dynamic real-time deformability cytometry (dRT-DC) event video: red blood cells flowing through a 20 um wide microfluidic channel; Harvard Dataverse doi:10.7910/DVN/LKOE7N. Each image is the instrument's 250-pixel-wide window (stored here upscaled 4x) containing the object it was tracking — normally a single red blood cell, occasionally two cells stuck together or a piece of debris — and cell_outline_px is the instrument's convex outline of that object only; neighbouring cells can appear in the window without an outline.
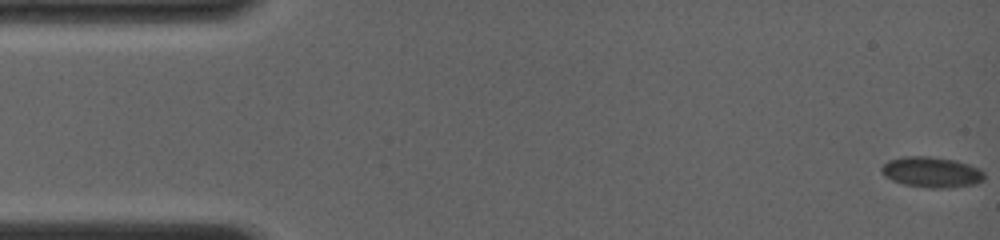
{"species": "common noctule bat (a hibernating species)", "species_latin": "Nyctalus noctula", "temperature_condition": "room temperature", "stored_images_in_passage": 61, "camera_frame_rate_fps": 4000, "um_per_image_px": 0.085, "animal": {"sex": "female", "body_mass_g": 19.0, "forearm_length_mm": 56.7}, "frame": {"image": 1, "passage_image": 1, "time_ms": 0.0, "image_size_px": [1000, 240], "cell_outline_px": [[984, 180], [976, 184], [948, 188], [928, 188], [904, 184], [892, 180], [884, 176], [880, 172], [880, 168], [888, 160], [904, 156], [928, 156], [956, 160], [980, 168], [984, 172]], "centroid_in_image_um": [79.19, 14.63], "position_along_channel_um": 5.8, "area_um2": 18.55}}
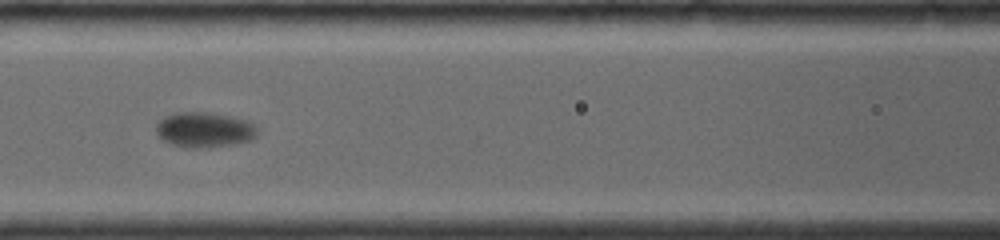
{"frame": {"image": 2, "passage_image": 26, "time_ms": 7.75, "image_size_px": [1000, 240], "cell_outline_px": [[256, 136], [252, 140], [236, 144], [208, 148], [188, 148], [172, 144], [164, 140], [156, 132], [156, 124], [164, 116], [176, 112], [212, 112], [248, 120], [256, 124]], "centroid_in_image_um": [17.4, 11.03], "position_along_channel_um": 149.2, "area_um2": 21.1}}
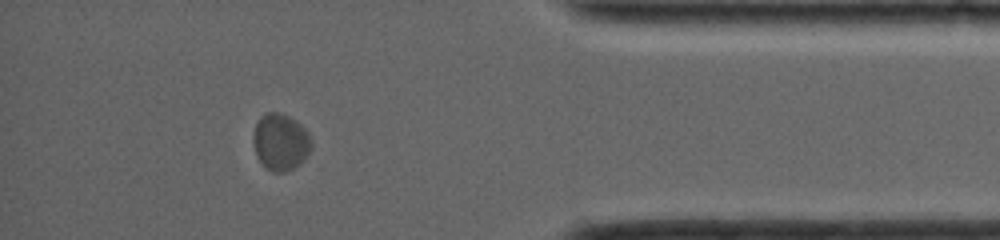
{"frame": {"image": 3, "passage_image": 52, "time_ms": 15.5, "image_size_px": [1000, 240], "cell_outline_px": [[312, 148], [304, 160], [300, 164], [284, 172], [272, 172], [256, 156], [252, 140], [252, 136], [256, 124], [260, 116], [268, 112], [280, 112], [296, 120], [308, 132], [312, 140]], "centroid_in_image_um": [23.85, 12.05], "position_along_channel_um": 411.3, "area_um2": 19.36}, "authors_computed_cell_mechanics": {"area_um2": 19.0162, "velocity_mm_per_s": 3.6304, "shape_relaxation_time_tau1_ms": 0.9298, "shape_relaxation_time_tau2_ms": null, "deformation_change_tau1": 0.044, "deformation_change_tau2": null}}